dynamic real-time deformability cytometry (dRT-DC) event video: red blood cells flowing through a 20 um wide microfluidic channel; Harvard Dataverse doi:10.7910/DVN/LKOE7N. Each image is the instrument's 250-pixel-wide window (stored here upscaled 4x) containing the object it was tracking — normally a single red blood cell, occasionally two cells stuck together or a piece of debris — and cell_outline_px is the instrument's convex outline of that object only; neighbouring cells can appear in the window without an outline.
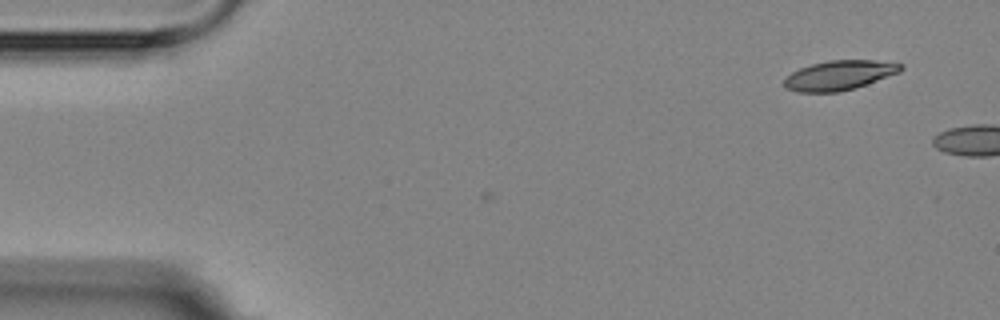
{"species": "Egyptian fruit bat (a non-hibernating species)", "species_latin": "Rousettus aegyptiacus", "temperature_condition": "room temperature", "stored_images_in_passage": 3, "camera_frame_rate_fps": 3000, "um_per_image_px": 0.085, "animal": {"sex": "female"}, "frame": {"image": 1, "passage_image": 1, "time_ms": 0.0, "image_size_px": [1000, 320], "cell_outline_px": [[904, 68], [900, 72], [856, 88], [840, 92], [796, 92], [784, 88], [784, 76], [800, 68], [812, 64], [828, 60], [872, 60], [904, 64]], "centroid_in_image_um": [71.32, 6.4], "position_along_channel_um": 13.7, "area_um2": 20.29}}